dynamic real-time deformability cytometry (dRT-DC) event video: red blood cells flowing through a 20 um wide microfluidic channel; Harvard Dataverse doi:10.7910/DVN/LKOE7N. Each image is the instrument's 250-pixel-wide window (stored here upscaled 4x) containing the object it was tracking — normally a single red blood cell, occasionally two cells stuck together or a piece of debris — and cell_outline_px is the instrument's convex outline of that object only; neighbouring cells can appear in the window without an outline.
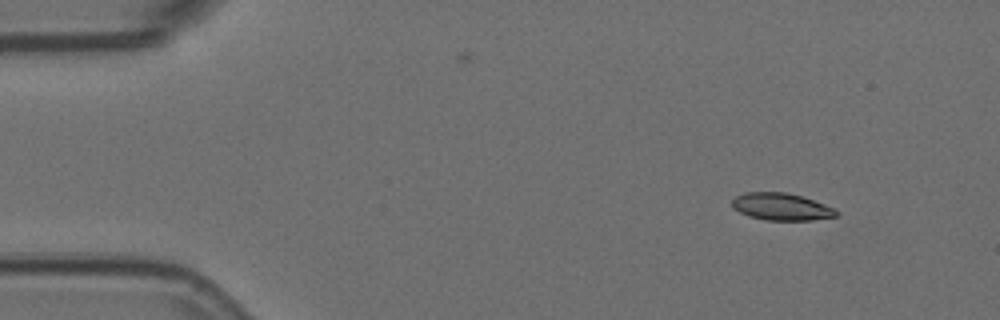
{"species": "Egyptian fruit bat (a non-hibernating species)", "species_latin": "Rousettus aegyptiacus", "temperature_condition": "room temperature", "stored_images_in_passage": 4, "camera_frame_rate_fps": 3000, "um_per_image_px": 0.085, "animal": {"sex": "female"}, "frame": {"image": 1, "passage_image": 1, "time_ms": 0.0, "image_size_px": [1000, 320], "cell_outline_px": [[840, 212], [836, 216], [812, 220], [764, 220], [748, 216], [732, 208], [732, 200], [736, 196], [744, 192], [788, 192], [824, 204]], "centroid_in_image_um": [66.37, 17.57], "position_along_channel_um": 18.6, "area_um2": 16.47}}
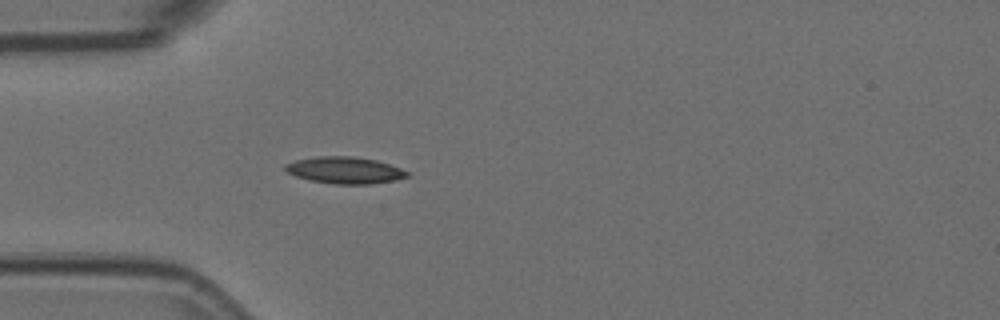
{"frame": {"image": 2, "passage_image": 4, "time_ms": 1.0, "image_size_px": [1000, 320], "cell_outline_px": [[408, 176], [396, 180], [372, 184], [336, 184], [308, 180], [296, 176], [288, 172], [284, 168], [284, 164], [296, 160], [320, 156], [352, 156], [376, 160], [400, 168], [408, 172]], "centroid_in_image_um": [29.3, 14.47], "position_along_channel_um": 55.7, "area_um2": 18.9}}